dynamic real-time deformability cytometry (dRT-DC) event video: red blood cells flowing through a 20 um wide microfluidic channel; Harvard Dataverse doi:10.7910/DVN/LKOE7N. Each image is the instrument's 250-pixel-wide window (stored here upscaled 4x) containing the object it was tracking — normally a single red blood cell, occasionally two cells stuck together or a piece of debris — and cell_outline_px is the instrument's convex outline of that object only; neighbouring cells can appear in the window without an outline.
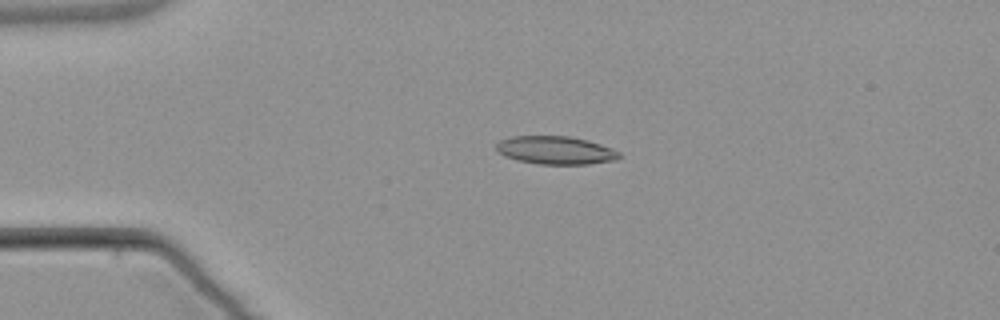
{"species": "common noctule bat (a hibernating species)", "species_latin": "Nyctalus noctula", "temperature_condition": "warm", "stored_images_in_passage": 5, "camera_frame_rate_fps": 3000, "um_per_image_px": 0.085, "animal": {"sex": "male", "body_mass_g": 21.5, "forearm_length_mm": 52.0}, "frame": {"image": 1, "passage_image": 4, "time_ms": 4.0, "image_size_px": [1000, 320], "cell_outline_px": [[620, 156], [616, 160], [588, 164], [540, 164], [516, 160], [504, 156], [496, 148], [496, 144], [500, 140], [512, 136], [572, 136], [588, 140], [612, 148], [620, 152]], "centroid_in_image_um": [47.23, 12.77], "position_along_channel_um": 37.8, "area_um2": 20.17}}
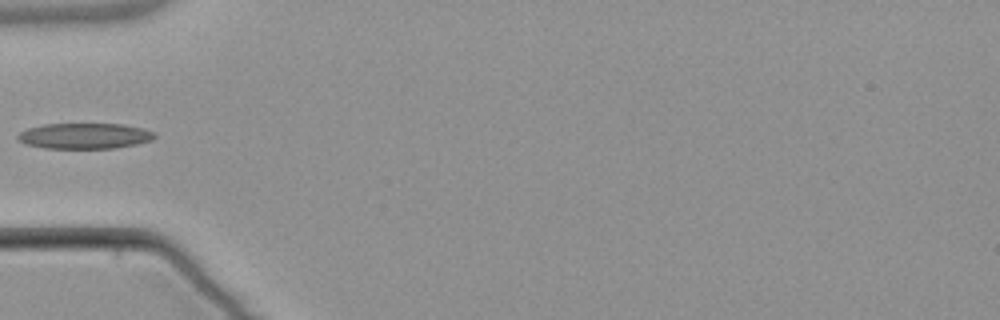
{"frame": {"image": 2, "passage_image": 5, "time_ms": 6.0, "image_size_px": [1000, 320], "cell_outline_px": [[156, 136], [152, 140], [136, 144], [116, 148], [44, 148], [28, 144], [20, 140], [16, 136], [20, 132], [28, 128], [44, 124], [124, 124], [144, 128], [152, 132]], "centroid_in_image_um": [7.22, 11.55], "position_along_channel_um": 77.8, "area_um2": 20.35}}